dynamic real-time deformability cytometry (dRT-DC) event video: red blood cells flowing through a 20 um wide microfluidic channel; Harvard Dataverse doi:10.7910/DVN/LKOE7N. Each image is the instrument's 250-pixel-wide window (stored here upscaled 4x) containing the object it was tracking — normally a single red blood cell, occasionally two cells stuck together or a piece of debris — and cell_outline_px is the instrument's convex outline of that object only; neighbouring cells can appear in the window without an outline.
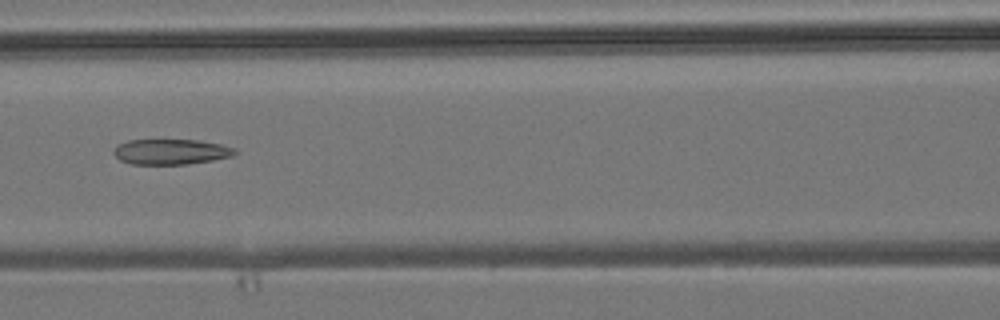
{"species": "common noctule bat (a hibernating species)", "species_latin": "Nyctalus noctula", "temperature_condition": "room temperature", "stored_images_in_passage": 6, "camera_frame_rate_fps": 3000, "um_per_image_px": 0.085, "animal": {"sex": "male", "body_mass_g": 19.2, "forearm_length_mm": 51.8}, "frame": {"image": 1, "passage_image": 6, "time_ms": 6.333, "image_size_px": [1000, 320], "cell_outline_px": [[236, 152], [232, 156], [212, 160], [188, 164], [132, 164], [120, 160], [112, 152], [120, 144], [128, 140], [196, 140], [220, 144], [236, 148]], "centroid_in_image_um": [14.54, 12.9], "position_along_channel_um": 152.1, "area_um2": 17.74}}